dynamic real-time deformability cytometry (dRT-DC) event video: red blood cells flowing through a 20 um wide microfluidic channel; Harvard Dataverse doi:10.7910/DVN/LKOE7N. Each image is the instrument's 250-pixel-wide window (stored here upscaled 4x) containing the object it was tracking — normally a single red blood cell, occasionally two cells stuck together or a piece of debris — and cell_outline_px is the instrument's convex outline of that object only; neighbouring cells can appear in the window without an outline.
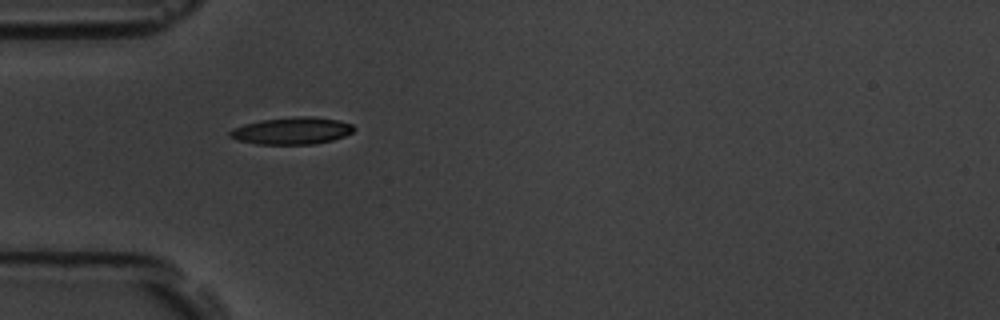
{"species": "common noctule bat (a hibernating species)", "species_latin": "Nyctalus noctula", "temperature_condition": "room temperature", "stored_images_in_passage": 6, "camera_frame_rate_fps": 3000, "um_per_image_px": 0.085, "animal": {"sex": "male", "body_mass_g": 19.5, "forearm_length_mm": 54.6}, "frame": {"image": 1, "passage_image": 5, "time_ms": 5.333, "image_size_px": [1000, 320], "cell_outline_px": [[356, 128], [352, 132], [344, 136], [332, 140], [312, 144], [256, 144], [236, 140], [228, 136], [228, 132], [232, 128], [244, 124], [260, 120], [296, 116], [312, 116], [340, 120], [352, 124]], "centroid_in_image_um": [24.79, 11.11], "position_along_channel_um": 60.2, "area_um2": 19.77}}
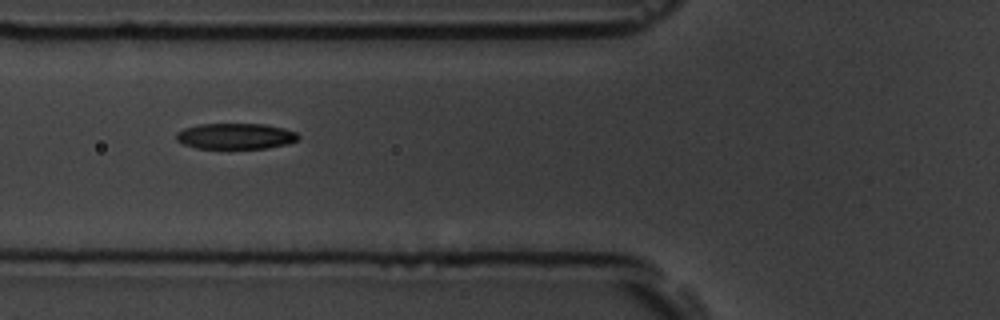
{"frame": {"image": 2, "passage_image": 6, "time_ms": 6.667, "image_size_px": [1000, 320], "cell_outline_px": [[300, 136], [296, 140], [288, 144], [268, 148], [196, 148], [184, 144], [176, 140], [176, 132], [184, 128], [200, 124], [264, 124], [284, 128], [296, 132]], "centroid_in_image_um": [20.02, 11.57], "position_along_channel_um": 105.8, "area_um2": 18.38}}